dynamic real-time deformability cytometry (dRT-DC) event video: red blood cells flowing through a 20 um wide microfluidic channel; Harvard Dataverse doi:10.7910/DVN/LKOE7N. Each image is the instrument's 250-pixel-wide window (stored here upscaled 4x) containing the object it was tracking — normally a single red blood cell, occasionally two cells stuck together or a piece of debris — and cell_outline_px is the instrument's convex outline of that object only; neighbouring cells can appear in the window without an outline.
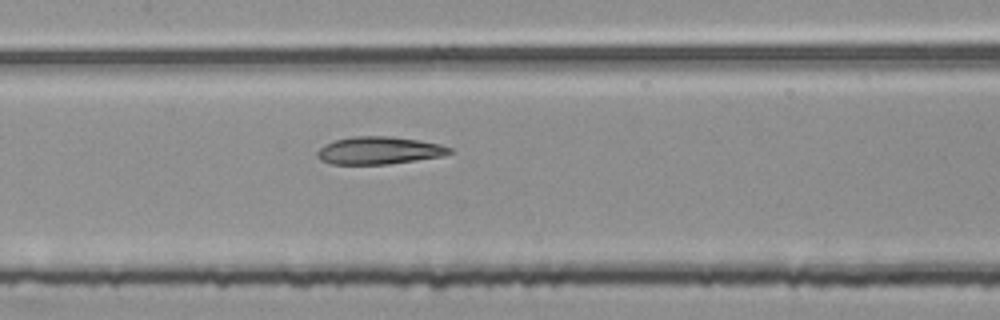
{"species": "common noctule bat (a hibernating species)", "species_latin": "Nyctalus noctula", "temperature_condition": "room temperature", "stored_images_in_passage": 54, "segment_of_instrument_passage": [2, 2], "camera_frame_rate_fps": 3000, "um_per_image_px": 0.085, "animal": {"sex": "female", "body_mass_g": 25.1}, "frame": {"image": 1, "passage_image": 26, "time_ms": 8.333, "image_size_px": [1000, 320], "cell_outline_px": [[456, 152], [440, 156], [416, 160], [388, 164], [328, 164], [320, 160], [316, 156], [316, 152], [324, 144], [336, 140], [352, 136], [392, 136], [420, 140], [440, 144], [452, 148]], "centroid_in_image_um": [32.22, 12.79], "position_along_channel_um": 175.2, "area_um2": 21.44}}
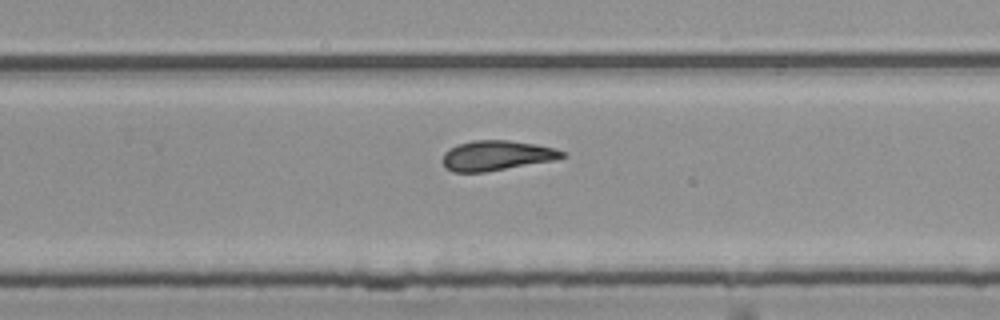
{"frame": {"image": 2, "passage_image": 35, "time_ms": 11.333, "image_size_px": [1000, 320], "cell_outline_px": [[568, 156], [552, 160], [484, 172], [452, 172], [444, 168], [444, 152], [456, 144], [472, 140], [508, 140], [536, 144], [556, 148], [564, 152]], "centroid_in_image_um": [42.19, 13.21], "position_along_channel_um": 287.6, "area_um2": 20.81}}
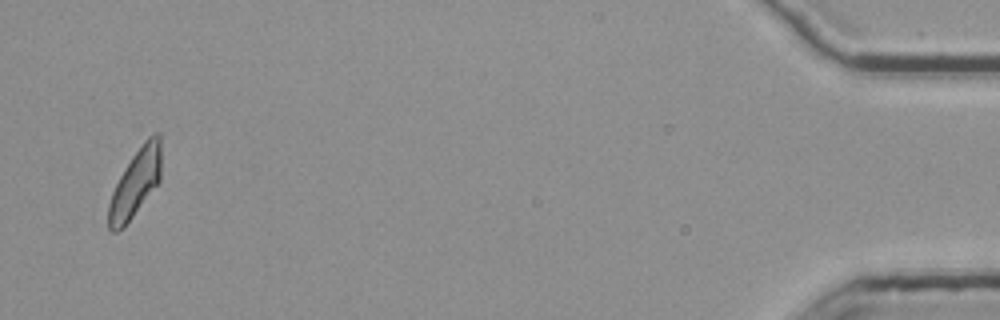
{"frame": {"image": 3, "passage_image": 53, "time_ms": 17.333, "image_size_px": [1000, 320], "cell_outline_px": [[160, 180], [124, 228], [116, 232], [112, 232], [108, 228], [108, 204], [112, 192], [124, 168], [132, 156], [144, 140], [148, 136], [156, 132], [160, 132]], "centroid_in_image_um": [11.49, 15.57], "position_along_channel_um": 423.7, "area_um2": 20.63}}